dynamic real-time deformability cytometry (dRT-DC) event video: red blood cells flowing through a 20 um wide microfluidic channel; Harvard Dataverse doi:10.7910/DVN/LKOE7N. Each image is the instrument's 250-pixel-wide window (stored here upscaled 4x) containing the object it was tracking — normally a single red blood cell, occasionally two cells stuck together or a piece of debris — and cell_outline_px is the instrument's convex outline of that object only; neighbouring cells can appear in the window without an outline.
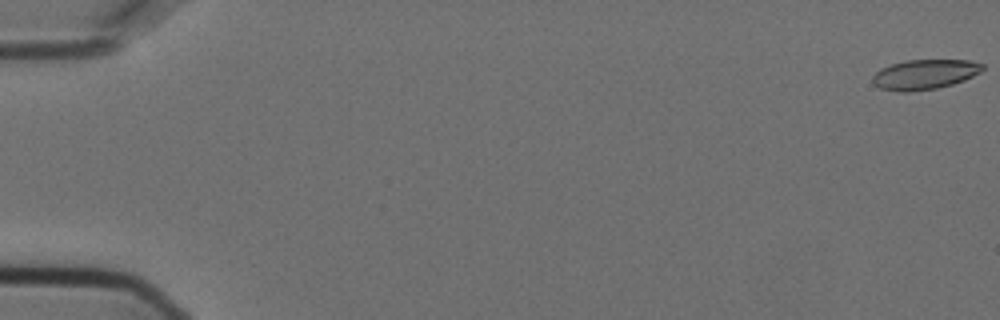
{"species": "Egyptian fruit bat (a non-hibernating species)", "species_latin": "Rousettus aegyptiacus", "temperature_condition": "cold", "stored_images_in_passage": 57, "camera_frame_rate_fps": 3000, "um_per_image_px": 0.085, "animal": {"sex": "female"}, "frame": {"image": 1, "passage_image": 1, "time_ms": 0.0, "image_size_px": [1000, 320], "cell_outline_px": [[984, 68], [980, 72], [964, 80], [952, 84], [936, 88], [908, 92], [900, 92], [880, 88], [872, 80], [872, 76], [880, 68], [904, 60], [968, 60], [984, 64]], "centroid_in_image_um": [78.59, 6.32], "position_along_channel_um": 6.4, "area_um2": 19.07}}
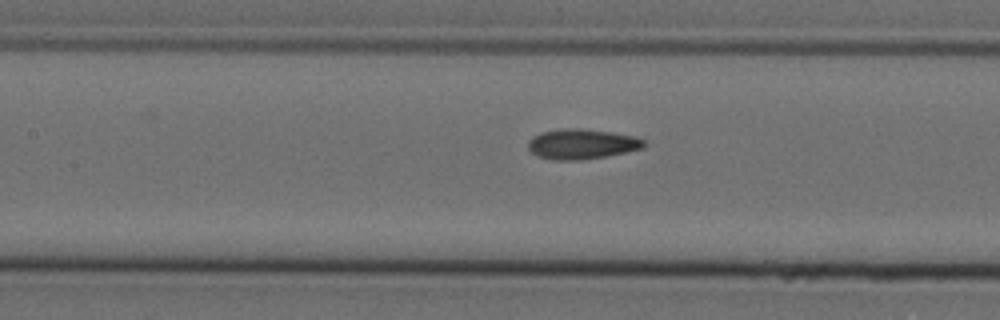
{"frame": {"image": 2, "passage_image": 27, "time_ms": 8.667, "image_size_px": [1000, 320], "cell_outline_px": [[644, 148], [604, 156], [580, 160], [552, 160], [536, 156], [528, 148], [528, 140], [532, 136], [540, 132], [564, 128], [580, 128], [612, 132], [636, 136], [644, 140]], "centroid_in_image_um": [49.41, 12.23], "position_along_channel_um": 158.0, "area_um2": 20.4}}
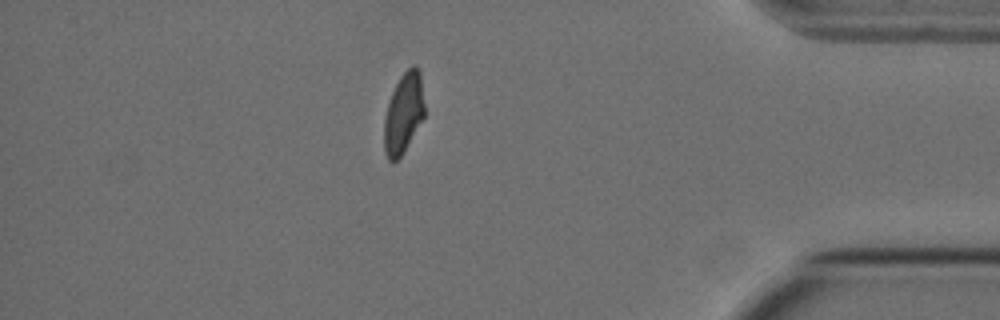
{"frame": {"image": 3, "passage_image": 50, "time_ms": 16.333, "image_size_px": [1000, 320], "cell_outline_px": [[424, 116], [400, 156], [392, 164], [388, 160], [384, 152], [384, 120], [388, 104], [392, 92], [400, 76], [412, 64], [416, 64], [420, 72], [424, 104]], "centroid_in_image_um": [34.29, 9.6], "position_along_channel_um": 400.9, "area_um2": 18.67}}